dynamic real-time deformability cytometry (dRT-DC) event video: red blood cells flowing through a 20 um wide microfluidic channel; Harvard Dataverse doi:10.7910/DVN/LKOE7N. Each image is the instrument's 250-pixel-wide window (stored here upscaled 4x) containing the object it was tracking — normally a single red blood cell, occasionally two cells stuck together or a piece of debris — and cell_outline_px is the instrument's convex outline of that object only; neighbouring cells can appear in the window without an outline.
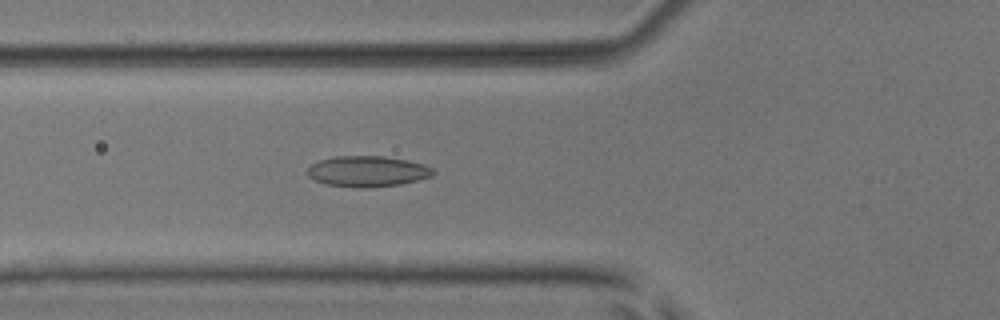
{"species": "common noctule bat (a hibernating species)", "species_latin": "Nyctalus noctula", "temperature_condition": "room temperature", "stored_images_in_passage": 53, "camera_frame_rate_fps": 3000, "um_per_image_px": 0.085, "animal": {"sex": "male", "body_mass_g": 17.9, "forearm_length_mm": 54.2}, "frame": {"image": 1, "passage_image": 20, "time_ms": 6.333, "image_size_px": [1000, 320], "cell_outline_px": [[436, 172], [432, 176], [400, 184], [364, 188], [356, 188], [328, 184], [316, 180], [308, 176], [308, 168], [312, 164], [320, 160], [336, 156], [384, 156], [408, 160], [424, 164], [432, 168]], "centroid_in_image_um": [31.26, 14.56], "position_along_channel_um": 94.5, "area_um2": 22.43}}
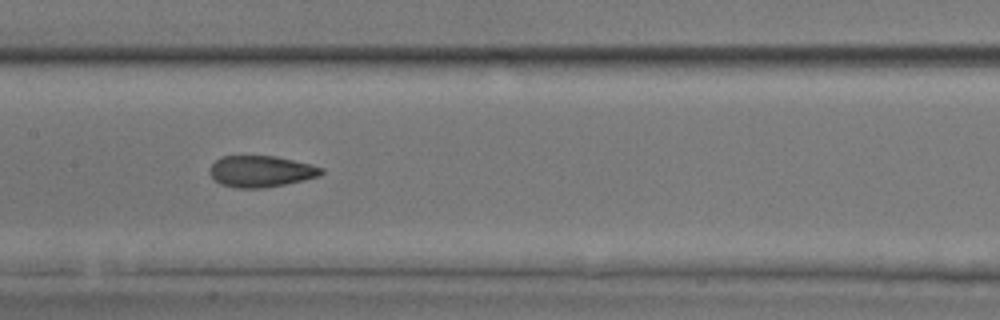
{"frame": {"image": 2, "passage_image": 27, "time_ms": 8.667, "image_size_px": [1000, 320], "cell_outline_px": [[324, 172], [320, 176], [304, 180], [264, 188], [236, 188], [220, 184], [208, 172], [208, 168], [220, 156], [276, 156], [312, 164], [324, 168]], "centroid_in_image_um": [22.19, 14.56], "position_along_channel_um": 185.2, "area_um2": 20.58}}
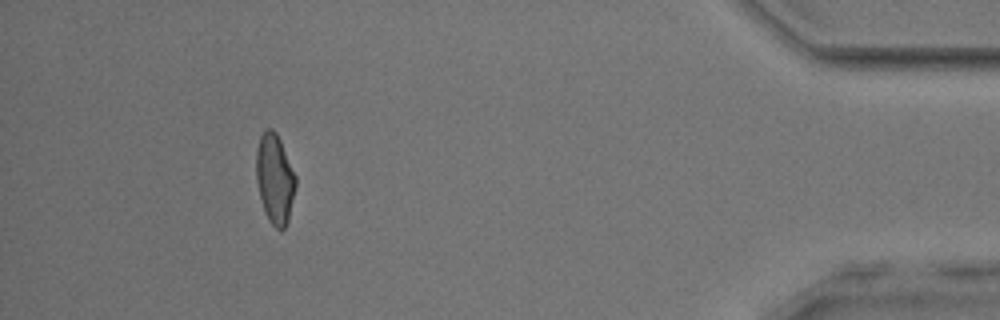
{"frame": {"image": 3, "passage_image": 49, "time_ms": 16.0, "image_size_px": [1000, 320], "cell_outline_px": [[296, 184], [288, 220], [284, 228], [276, 228], [268, 220], [264, 212], [256, 180], [256, 152], [260, 136], [264, 128], [272, 128], [276, 132], [280, 140], [296, 176]], "centroid_in_image_um": [23.34, 15.17], "position_along_channel_um": 411.9, "area_um2": 20.52}, "authors_computed_cell_mechanics": {"area_um2": 20.8658, "velocity_mm_per_s": 3.8732, "shape_relaxation_time_tau1_ms": 5.301, "shape_relaxation_time_tau2_ms": 1.5219, "deformation_change_tau1": 0.1495, "deformation_change_tau2": 0.0781}}